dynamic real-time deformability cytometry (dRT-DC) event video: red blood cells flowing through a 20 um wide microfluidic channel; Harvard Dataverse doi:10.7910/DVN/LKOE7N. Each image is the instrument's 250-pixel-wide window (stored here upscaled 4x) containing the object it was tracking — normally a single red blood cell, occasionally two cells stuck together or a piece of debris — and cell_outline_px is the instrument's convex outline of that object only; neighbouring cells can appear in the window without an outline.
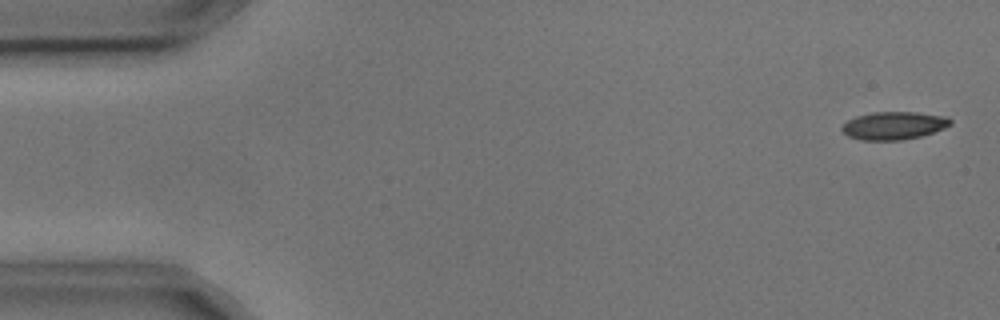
{"species": "common noctule bat (a hibernating species)", "species_latin": "Nyctalus noctula", "temperature_condition": "cold", "stored_images_in_passage": 6, "camera_frame_rate_fps": 3000, "um_per_image_px": 0.085, "animal": {"sex": "male", "body_mass_g": 17.9, "forearm_length_mm": 54.2}, "frame": {"image": 1, "passage_image": 1, "time_ms": 0.0, "image_size_px": [1000, 320], "cell_outline_px": [[952, 124], [944, 128], [920, 136], [900, 140], [860, 140], [848, 136], [840, 128], [848, 120], [856, 116], [872, 112], [916, 112], [948, 116], [952, 120]], "centroid_in_image_um": [75.98, 10.66], "position_along_channel_um": 9.0, "area_um2": 17.63}}